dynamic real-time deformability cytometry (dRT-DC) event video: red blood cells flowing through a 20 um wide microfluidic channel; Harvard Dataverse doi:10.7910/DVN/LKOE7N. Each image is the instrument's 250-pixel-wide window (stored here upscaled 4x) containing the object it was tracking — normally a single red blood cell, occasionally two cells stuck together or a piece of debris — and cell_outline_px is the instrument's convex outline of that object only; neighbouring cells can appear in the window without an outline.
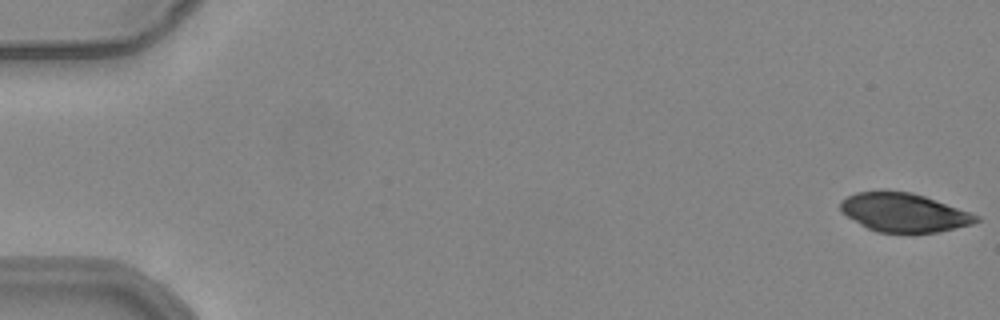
{"species": "common noctule bat (a hibernating species)", "species_latin": "Nyctalus noctula", "temperature_condition": "warm", "stored_images_in_passage": 53, "camera_frame_rate_fps": 3000, "um_per_image_px": 0.085, "animal": {"sex": "female", "body_mass_g": 24.6, "forearm_length_mm": 56.2}, "frame": {"image": 1, "passage_image": 1, "time_ms": 0.0, "image_size_px": [1000, 320], "cell_outline_px": [[980, 220], [972, 224], [936, 232], [876, 232], [860, 224], [840, 212], [840, 200], [856, 192], [880, 188], [912, 192], [924, 196], [980, 216]], "centroid_in_image_um": [76.76, 18.02], "position_along_channel_um": 8.2, "area_um2": 30.87}}